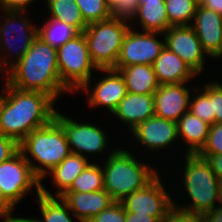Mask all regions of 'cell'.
<instances>
[{
  "instance_id": "1",
  "label": "cell",
  "mask_w": 222,
  "mask_h": 222,
  "mask_svg": "<svg viewBox=\"0 0 222 222\" xmlns=\"http://www.w3.org/2000/svg\"><path fill=\"white\" fill-rule=\"evenodd\" d=\"M5 85L2 91L7 92L0 94V134L20 143L33 130L55 118V100L43 92L21 90L6 81Z\"/></svg>"
},
{
  "instance_id": "2",
  "label": "cell",
  "mask_w": 222,
  "mask_h": 222,
  "mask_svg": "<svg viewBox=\"0 0 222 222\" xmlns=\"http://www.w3.org/2000/svg\"><path fill=\"white\" fill-rule=\"evenodd\" d=\"M5 74L6 82L21 90L39 91L55 101L70 90L61 82L57 49L37 37L26 54Z\"/></svg>"
},
{
  "instance_id": "3",
  "label": "cell",
  "mask_w": 222,
  "mask_h": 222,
  "mask_svg": "<svg viewBox=\"0 0 222 222\" xmlns=\"http://www.w3.org/2000/svg\"><path fill=\"white\" fill-rule=\"evenodd\" d=\"M19 150L41 181L71 153L63 126L55 118L28 134L19 143ZM28 153L41 166L32 162Z\"/></svg>"
},
{
  "instance_id": "4",
  "label": "cell",
  "mask_w": 222,
  "mask_h": 222,
  "mask_svg": "<svg viewBox=\"0 0 222 222\" xmlns=\"http://www.w3.org/2000/svg\"><path fill=\"white\" fill-rule=\"evenodd\" d=\"M136 160L130 151L115 149L106 157L102 171L104 189L117 202L144 188L159 172Z\"/></svg>"
},
{
  "instance_id": "5",
  "label": "cell",
  "mask_w": 222,
  "mask_h": 222,
  "mask_svg": "<svg viewBox=\"0 0 222 222\" xmlns=\"http://www.w3.org/2000/svg\"><path fill=\"white\" fill-rule=\"evenodd\" d=\"M183 185L191 198L189 205H175L180 209L204 214L213 210L219 200V179L212 171L206 159L196 154L184 155Z\"/></svg>"
},
{
  "instance_id": "6",
  "label": "cell",
  "mask_w": 222,
  "mask_h": 222,
  "mask_svg": "<svg viewBox=\"0 0 222 222\" xmlns=\"http://www.w3.org/2000/svg\"><path fill=\"white\" fill-rule=\"evenodd\" d=\"M126 19L110 17L88 24L83 31L90 58L96 68L114 69L124 38L131 28Z\"/></svg>"
},
{
  "instance_id": "7",
  "label": "cell",
  "mask_w": 222,
  "mask_h": 222,
  "mask_svg": "<svg viewBox=\"0 0 222 222\" xmlns=\"http://www.w3.org/2000/svg\"><path fill=\"white\" fill-rule=\"evenodd\" d=\"M57 63L61 82L71 91L90 89L93 64L86 38L80 32L57 49ZM89 87V89H88Z\"/></svg>"
},
{
  "instance_id": "8",
  "label": "cell",
  "mask_w": 222,
  "mask_h": 222,
  "mask_svg": "<svg viewBox=\"0 0 222 222\" xmlns=\"http://www.w3.org/2000/svg\"><path fill=\"white\" fill-rule=\"evenodd\" d=\"M33 187L40 193L41 180L20 151L0 163V192L14 208Z\"/></svg>"
},
{
  "instance_id": "9",
  "label": "cell",
  "mask_w": 222,
  "mask_h": 222,
  "mask_svg": "<svg viewBox=\"0 0 222 222\" xmlns=\"http://www.w3.org/2000/svg\"><path fill=\"white\" fill-rule=\"evenodd\" d=\"M3 14L5 15V16L3 15L5 20L1 22L0 24L1 25L0 26V49L2 50L4 49L7 52L9 51L8 53H10L13 50L11 53L16 54L17 56L16 55H13V56H15L17 59L15 60V62H12L11 60H8L9 57L7 56L5 58L0 56V64H1L0 71H2V73H3V70H5L4 72H7L16 62H18L30 49L31 45L33 44V41L37 38V27L32 26V23L30 25V22H29L30 20L25 18L26 16H23L24 15L23 11L4 10ZM17 30H19L18 34L16 33ZM14 33H16L17 35L13 37ZM18 37L20 40L18 39ZM12 40L15 41L13 42L14 46H12L13 45L11 43ZM17 41H22V42L21 44L16 45L17 47L16 48L15 44L19 43ZM12 47H15L16 50L15 48H12ZM6 58H8L7 61H6ZM9 63L11 64L10 67L5 68V66L8 65Z\"/></svg>"
},
{
  "instance_id": "10",
  "label": "cell",
  "mask_w": 222,
  "mask_h": 222,
  "mask_svg": "<svg viewBox=\"0 0 222 222\" xmlns=\"http://www.w3.org/2000/svg\"><path fill=\"white\" fill-rule=\"evenodd\" d=\"M163 185L158 174L144 188L125 196L120 203L126 212L154 216L159 222H163L175 203Z\"/></svg>"
},
{
  "instance_id": "11",
  "label": "cell",
  "mask_w": 222,
  "mask_h": 222,
  "mask_svg": "<svg viewBox=\"0 0 222 222\" xmlns=\"http://www.w3.org/2000/svg\"><path fill=\"white\" fill-rule=\"evenodd\" d=\"M130 28L124 38L120 54L118 56L115 70H119L122 67L147 64L152 65L153 62L160 55L161 51L165 47V41L163 36V42L157 40L159 32L144 31L139 33L137 30Z\"/></svg>"
},
{
  "instance_id": "12",
  "label": "cell",
  "mask_w": 222,
  "mask_h": 222,
  "mask_svg": "<svg viewBox=\"0 0 222 222\" xmlns=\"http://www.w3.org/2000/svg\"><path fill=\"white\" fill-rule=\"evenodd\" d=\"M55 119L63 126L71 153L81 156L84 153L92 155L106 149L108 136L100 127L91 123H77L58 110Z\"/></svg>"
},
{
  "instance_id": "13",
  "label": "cell",
  "mask_w": 222,
  "mask_h": 222,
  "mask_svg": "<svg viewBox=\"0 0 222 222\" xmlns=\"http://www.w3.org/2000/svg\"><path fill=\"white\" fill-rule=\"evenodd\" d=\"M163 36L167 49L179 56L196 74L203 71L204 55H208L191 25L171 26Z\"/></svg>"
},
{
  "instance_id": "14",
  "label": "cell",
  "mask_w": 222,
  "mask_h": 222,
  "mask_svg": "<svg viewBox=\"0 0 222 222\" xmlns=\"http://www.w3.org/2000/svg\"><path fill=\"white\" fill-rule=\"evenodd\" d=\"M191 94L185 83L160 85L154 93L155 116L177 122L189 111Z\"/></svg>"
},
{
  "instance_id": "15",
  "label": "cell",
  "mask_w": 222,
  "mask_h": 222,
  "mask_svg": "<svg viewBox=\"0 0 222 222\" xmlns=\"http://www.w3.org/2000/svg\"><path fill=\"white\" fill-rule=\"evenodd\" d=\"M192 27L207 55L219 59L222 53V15L198 5Z\"/></svg>"
},
{
  "instance_id": "16",
  "label": "cell",
  "mask_w": 222,
  "mask_h": 222,
  "mask_svg": "<svg viewBox=\"0 0 222 222\" xmlns=\"http://www.w3.org/2000/svg\"><path fill=\"white\" fill-rule=\"evenodd\" d=\"M131 132L139 144L151 150L164 149L178 138L177 123L157 116L140 123Z\"/></svg>"
},
{
  "instance_id": "17",
  "label": "cell",
  "mask_w": 222,
  "mask_h": 222,
  "mask_svg": "<svg viewBox=\"0 0 222 222\" xmlns=\"http://www.w3.org/2000/svg\"><path fill=\"white\" fill-rule=\"evenodd\" d=\"M99 71L107 73V75L95 84V87L89 92L87 100L90 106L96 108L103 106L113 113L127 94L125 80L115 69H99Z\"/></svg>"
},
{
  "instance_id": "18",
  "label": "cell",
  "mask_w": 222,
  "mask_h": 222,
  "mask_svg": "<svg viewBox=\"0 0 222 222\" xmlns=\"http://www.w3.org/2000/svg\"><path fill=\"white\" fill-rule=\"evenodd\" d=\"M79 222H88L101 211L109 208L115 200L105 190L95 192H65L60 196Z\"/></svg>"
},
{
  "instance_id": "19",
  "label": "cell",
  "mask_w": 222,
  "mask_h": 222,
  "mask_svg": "<svg viewBox=\"0 0 222 222\" xmlns=\"http://www.w3.org/2000/svg\"><path fill=\"white\" fill-rule=\"evenodd\" d=\"M114 116L128 124L131 131L140 123L155 116L154 94H133L127 92L113 111Z\"/></svg>"
},
{
  "instance_id": "20",
  "label": "cell",
  "mask_w": 222,
  "mask_h": 222,
  "mask_svg": "<svg viewBox=\"0 0 222 222\" xmlns=\"http://www.w3.org/2000/svg\"><path fill=\"white\" fill-rule=\"evenodd\" d=\"M152 66L160 85L186 83L197 75L179 56L166 47Z\"/></svg>"
},
{
  "instance_id": "21",
  "label": "cell",
  "mask_w": 222,
  "mask_h": 222,
  "mask_svg": "<svg viewBox=\"0 0 222 222\" xmlns=\"http://www.w3.org/2000/svg\"><path fill=\"white\" fill-rule=\"evenodd\" d=\"M178 138L181 137L188 144V154L199 153L205 146L210 126L190 111L186 112L177 122Z\"/></svg>"
},
{
  "instance_id": "22",
  "label": "cell",
  "mask_w": 222,
  "mask_h": 222,
  "mask_svg": "<svg viewBox=\"0 0 222 222\" xmlns=\"http://www.w3.org/2000/svg\"><path fill=\"white\" fill-rule=\"evenodd\" d=\"M125 80L127 92L154 94L160 86L152 65L137 64L118 70Z\"/></svg>"
},
{
  "instance_id": "23",
  "label": "cell",
  "mask_w": 222,
  "mask_h": 222,
  "mask_svg": "<svg viewBox=\"0 0 222 222\" xmlns=\"http://www.w3.org/2000/svg\"><path fill=\"white\" fill-rule=\"evenodd\" d=\"M85 155L70 153L59 165L54 167L50 173L53 183L57 188L56 196H62L73 184L78 175L90 163ZM60 189V190H59Z\"/></svg>"
},
{
  "instance_id": "24",
  "label": "cell",
  "mask_w": 222,
  "mask_h": 222,
  "mask_svg": "<svg viewBox=\"0 0 222 222\" xmlns=\"http://www.w3.org/2000/svg\"><path fill=\"white\" fill-rule=\"evenodd\" d=\"M37 194V203L42 215L41 222H75L68 211H71L60 196H53L41 183L40 193Z\"/></svg>"
},
{
  "instance_id": "25",
  "label": "cell",
  "mask_w": 222,
  "mask_h": 222,
  "mask_svg": "<svg viewBox=\"0 0 222 222\" xmlns=\"http://www.w3.org/2000/svg\"><path fill=\"white\" fill-rule=\"evenodd\" d=\"M137 16L144 31L163 34L172 26L169 23L164 2L160 4L140 3L132 20L138 18Z\"/></svg>"
},
{
  "instance_id": "26",
  "label": "cell",
  "mask_w": 222,
  "mask_h": 222,
  "mask_svg": "<svg viewBox=\"0 0 222 222\" xmlns=\"http://www.w3.org/2000/svg\"><path fill=\"white\" fill-rule=\"evenodd\" d=\"M79 33L72 25L53 18H50L43 27H37V37L55 49H58Z\"/></svg>"
},
{
  "instance_id": "27",
  "label": "cell",
  "mask_w": 222,
  "mask_h": 222,
  "mask_svg": "<svg viewBox=\"0 0 222 222\" xmlns=\"http://www.w3.org/2000/svg\"><path fill=\"white\" fill-rule=\"evenodd\" d=\"M47 6L50 18L72 25L79 32H83L88 26L75 0H47Z\"/></svg>"
},
{
  "instance_id": "28",
  "label": "cell",
  "mask_w": 222,
  "mask_h": 222,
  "mask_svg": "<svg viewBox=\"0 0 222 222\" xmlns=\"http://www.w3.org/2000/svg\"><path fill=\"white\" fill-rule=\"evenodd\" d=\"M104 189V176L100 165L89 163L66 192H95Z\"/></svg>"
},
{
  "instance_id": "29",
  "label": "cell",
  "mask_w": 222,
  "mask_h": 222,
  "mask_svg": "<svg viewBox=\"0 0 222 222\" xmlns=\"http://www.w3.org/2000/svg\"><path fill=\"white\" fill-rule=\"evenodd\" d=\"M164 4L172 26L192 25L198 6L193 0H165Z\"/></svg>"
},
{
  "instance_id": "30",
  "label": "cell",
  "mask_w": 222,
  "mask_h": 222,
  "mask_svg": "<svg viewBox=\"0 0 222 222\" xmlns=\"http://www.w3.org/2000/svg\"><path fill=\"white\" fill-rule=\"evenodd\" d=\"M87 24L106 20L112 16L107 0H75Z\"/></svg>"
},
{
  "instance_id": "31",
  "label": "cell",
  "mask_w": 222,
  "mask_h": 222,
  "mask_svg": "<svg viewBox=\"0 0 222 222\" xmlns=\"http://www.w3.org/2000/svg\"><path fill=\"white\" fill-rule=\"evenodd\" d=\"M197 92L199 90L196 91V96H193L194 99L191 98L193 101L190 102L189 111L209 125H213L215 123V114L213 112L212 99L204 89L199 94Z\"/></svg>"
},
{
  "instance_id": "32",
  "label": "cell",
  "mask_w": 222,
  "mask_h": 222,
  "mask_svg": "<svg viewBox=\"0 0 222 222\" xmlns=\"http://www.w3.org/2000/svg\"><path fill=\"white\" fill-rule=\"evenodd\" d=\"M198 154H222V123H214L210 126L207 142Z\"/></svg>"
},
{
  "instance_id": "33",
  "label": "cell",
  "mask_w": 222,
  "mask_h": 222,
  "mask_svg": "<svg viewBox=\"0 0 222 222\" xmlns=\"http://www.w3.org/2000/svg\"><path fill=\"white\" fill-rule=\"evenodd\" d=\"M112 8V17L131 20L138 9L140 0H107Z\"/></svg>"
},
{
  "instance_id": "34",
  "label": "cell",
  "mask_w": 222,
  "mask_h": 222,
  "mask_svg": "<svg viewBox=\"0 0 222 222\" xmlns=\"http://www.w3.org/2000/svg\"><path fill=\"white\" fill-rule=\"evenodd\" d=\"M88 222H126V210L120 202L115 201Z\"/></svg>"
},
{
  "instance_id": "35",
  "label": "cell",
  "mask_w": 222,
  "mask_h": 222,
  "mask_svg": "<svg viewBox=\"0 0 222 222\" xmlns=\"http://www.w3.org/2000/svg\"><path fill=\"white\" fill-rule=\"evenodd\" d=\"M204 89L212 99L215 123H222V83L212 82L205 84Z\"/></svg>"
},
{
  "instance_id": "36",
  "label": "cell",
  "mask_w": 222,
  "mask_h": 222,
  "mask_svg": "<svg viewBox=\"0 0 222 222\" xmlns=\"http://www.w3.org/2000/svg\"><path fill=\"white\" fill-rule=\"evenodd\" d=\"M163 222H204L200 213L189 212L173 206Z\"/></svg>"
},
{
  "instance_id": "37",
  "label": "cell",
  "mask_w": 222,
  "mask_h": 222,
  "mask_svg": "<svg viewBox=\"0 0 222 222\" xmlns=\"http://www.w3.org/2000/svg\"><path fill=\"white\" fill-rule=\"evenodd\" d=\"M19 142L0 134V163L9 160L19 152Z\"/></svg>"
},
{
  "instance_id": "38",
  "label": "cell",
  "mask_w": 222,
  "mask_h": 222,
  "mask_svg": "<svg viewBox=\"0 0 222 222\" xmlns=\"http://www.w3.org/2000/svg\"><path fill=\"white\" fill-rule=\"evenodd\" d=\"M36 0H0L1 10L26 12L27 6Z\"/></svg>"
},
{
  "instance_id": "39",
  "label": "cell",
  "mask_w": 222,
  "mask_h": 222,
  "mask_svg": "<svg viewBox=\"0 0 222 222\" xmlns=\"http://www.w3.org/2000/svg\"><path fill=\"white\" fill-rule=\"evenodd\" d=\"M200 156L206 159L219 181H222V154Z\"/></svg>"
},
{
  "instance_id": "40",
  "label": "cell",
  "mask_w": 222,
  "mask_h": 222,
  "mask_svg": "<svg viewBox=\"0 0 222 222\" xmlns=\"http://www.w3.org/2000/svg\"><path fill=\"white\" fill-rule=\"evenodd\" d=\"M126 222H159L154 216L126 212Z\"/></svg>"
},
{
  "instance_id": "41",
  "label": "cell",
  "mask_w": 222,
  "mask_h": 222,
  "mask_svg": "<svg viewBox=\"0 0 222 222\" xmlns=\"http://www.w3.org/2000/svg\"><path fill=\"white\" fill-rule=\"evenodd\" d=\"M202 215L204 222H222V205L216 206L213 210Z\"/></svg>"
},
{
  "instance_id": "42",
  "label": "cell",
  "mask_w": 222,
  "mask_h": 222,
  "mask_svg": "<svg viewBox=\"0 0 222 222\" xmlns=\"http://www.w3.org/2000/svg\"><path fill=\"white\" fill-rule=\"evenodd\" d=\"M201 6H205L222 15V0H204Z\"/></svg>"
},
{
  "instance_id": "43",
  "label": "cell",
  "mask_w": 222,
  "mask_h": 222,
  "mask_svg": "<svg viewBox=\"0 0 222 222\" xmlns=\"http://www.w3.org/2000/svg\"><path fill=\"white\" fill-rule=\"evenodd\" d=\"M14 207L6 200V198L0 192V217L2 218L9 212H12Z\"/></svg>"
},
{
  "instance_id": "44",
  "label": "cell",
  "mask_w": 222,
  "mask_h": 222,
  "mask_svg": "<svg viewBox=\"0 0 222 222\" xmlns=\"http://www.w3.org/2000/svg\"><path fill=\"white\" fill-rule=\"evenodd\" d=\"M12 212L7 213L6 215H4L2 218V222H41L39 219H30V218H23V217H12L11 216Z\"/></svg>"
},
{
  "instance_id": "45",
  "label": "cell",
  "mask_w": 222,
  "mask_h": 222,
  "mask_svg": "<svg viewBox=\"0 0 222 222\" xmlns=\"http://www.w3.org/2000/svg\"><path fill=\"white\" fill-rule=\"evenodd\" d=\"M165 0H140V3L160 4Z\"/></svg>"
},
{
  "instance_id": "46",
  "label": "cell",
  "mask_w": 222,
  "mask_h": 222,
  "mask_svg": "<svg viewBox=\"0 0 222 222\" xmlns=\"http://www.w3.org/2000/svg\"><path fill=\"white\" fill-rule=\"evenodd\" d=\"M219 200L222 205V181H219Z\"/></svg>"
},
{
  "instance_id": "47",
  "label": "cell",
  "mask_w": 222,
  "mask_h": 222,
  "mask_svg": "<svg viewBox=\"0 0 222 222\" xmlns=\"http://www.w3.org/2000/svg\"><path fill=\"white\" fill-rule=\"evenodd\" d=\"M197 5H201L204 0H193Z\"/></svg>"
}]
</instances>
